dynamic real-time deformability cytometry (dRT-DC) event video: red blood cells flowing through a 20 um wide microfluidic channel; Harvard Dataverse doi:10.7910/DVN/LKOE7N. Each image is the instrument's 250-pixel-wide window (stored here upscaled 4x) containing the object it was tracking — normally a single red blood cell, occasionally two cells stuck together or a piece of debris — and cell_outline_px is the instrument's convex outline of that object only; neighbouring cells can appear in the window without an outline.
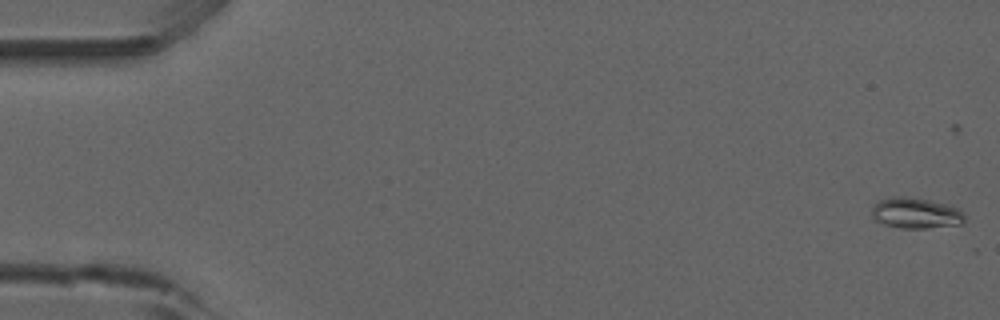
{"species": "common noctule bat (a hibernating species)", "species_latin": "Nyctalus noctula", "temperature_condition": "room temperature", "stored_images_in_passage": 52, "camera_frame_rate_fps": 3000, "um_per_image_px": 0.085, "animal": {"sex": "male", "forearm_length_mm": 52.5}, "frame": {"image": 1, "passage_image": 1, "time_ms": 0.0, "image_size_px": [1000, 320], "cell_outline_px": [[964, 224], [928, 228], [900, 228], [884, 224], [876, 220], [872, 216], [872, 208], [880, 200], [892, 196], [908, 196], [948, 204], [960, 208], [964, 212]], "centroid_in_image_um": [77.89, 18.11], "position_along_channel_um": 7.1, "area_um2": 16.82}}
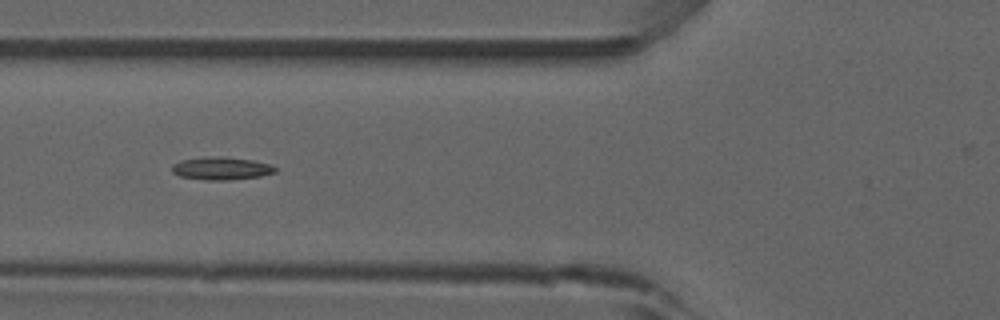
{"frame": {"image": 2, "passage_image": 20, "time_ms": 6.333, "image_size_px": [1000, 320], "cell_outline_px": [[276, 172], [260, 176], [228, 180], [204, 180], [180, 176], [172, 172], [172, 164], [180, 160], [204, 156], [224, 156], [252, 160], [272, 164], [276, 168]], "centroid_in_image_um": [18.79, 14.3], "position_along_channel_um": 107.0, "area_um2": 13.93}}
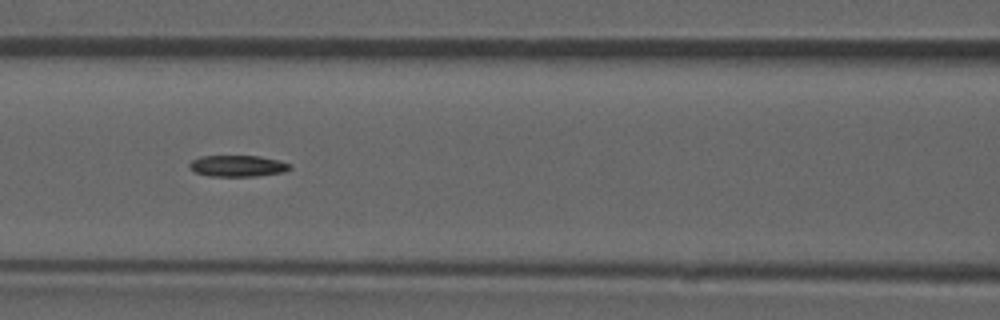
{"frame": {"image": 3, "passage_image": 23, "time_ms": 7.333, "image_size_px": [1000, 320], "cell_outline_px": [[292, 168], [284, 172], [256, 176], [208, 176], [196, 172], [188, 168], [188, 164], [192, 160], [200, 156], [260, 156], [292, 164]], "centroid_in_image_um": [20.19, 14.1], "position_along_channel_um": 146.4, "area_um2": 12.54}}